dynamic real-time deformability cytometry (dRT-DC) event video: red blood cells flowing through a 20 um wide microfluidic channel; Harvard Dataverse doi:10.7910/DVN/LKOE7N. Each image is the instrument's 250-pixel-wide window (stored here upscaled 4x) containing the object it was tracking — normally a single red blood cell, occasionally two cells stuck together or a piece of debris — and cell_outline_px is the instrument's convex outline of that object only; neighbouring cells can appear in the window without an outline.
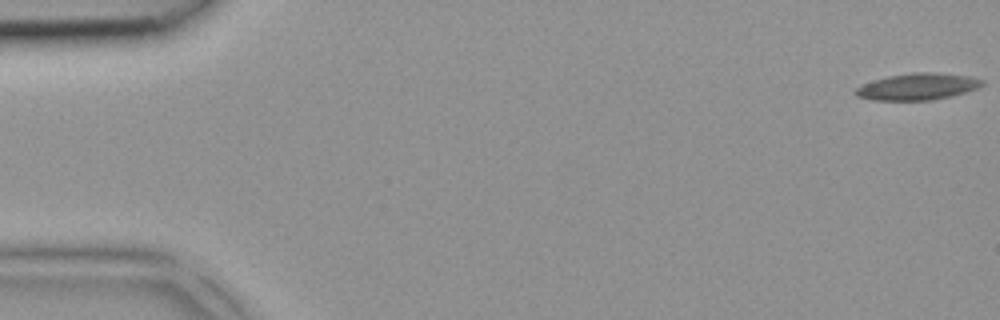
{"species": "common noctule bat (a hibernating species)", "species_latin": "Nyctalus noctula", "temperature_condition": "room temperature", "stored_images_in_passage": 5, "segment_of_instrument_passage": [1, 2], "camera_frame_rate_fps": 3000, "um_per_image_px": 0.085, "animal": {"sex": "female", "body_mass_g": 18.4}, "frame": {"image": 1, "passage_image": 1, "time_ms": 0.0, "image_size_px": [1000, 320], "cell_outline_px": [[984, 84], [976, 88], [952, 96], [932, 100], [872, 100], [856, 96], [852, 92], [860, 84], [888, 76], [912, 72], [932, 72], [972, 76], [984, 80]], "centroid_in_image_um": [77.96, 7.36], "position_along_channel_um": 7.0, "area_um2": 19.83}}
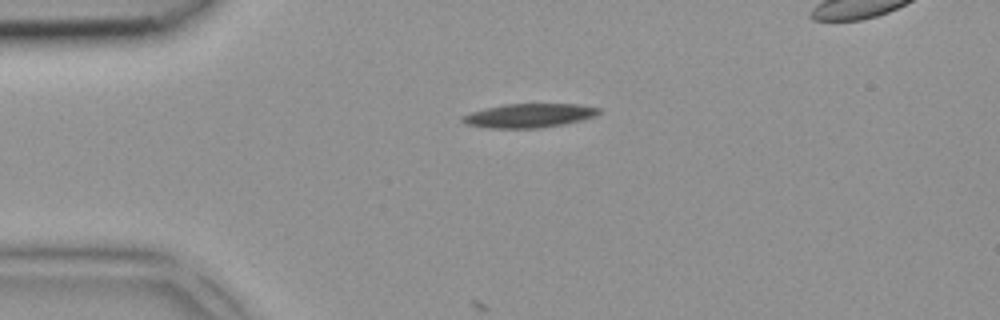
{"frame": {"image": 2, "passage_image": 4, "time_ms": 1.0, "image_size_px": [1000, 320], "cell_outline_px": [[600, 112], [592, 116], [580, 120], [564, 124], [540, 128], [488, 128], [464, 124], [460, 120], [460, 116], [472, 112], [504, 104], [580, 104], [600, 108]], "centroid_in_image_um": [44.92, 9.83], "position_along_channel_um": 40.1, "area_um2": 18.96}}